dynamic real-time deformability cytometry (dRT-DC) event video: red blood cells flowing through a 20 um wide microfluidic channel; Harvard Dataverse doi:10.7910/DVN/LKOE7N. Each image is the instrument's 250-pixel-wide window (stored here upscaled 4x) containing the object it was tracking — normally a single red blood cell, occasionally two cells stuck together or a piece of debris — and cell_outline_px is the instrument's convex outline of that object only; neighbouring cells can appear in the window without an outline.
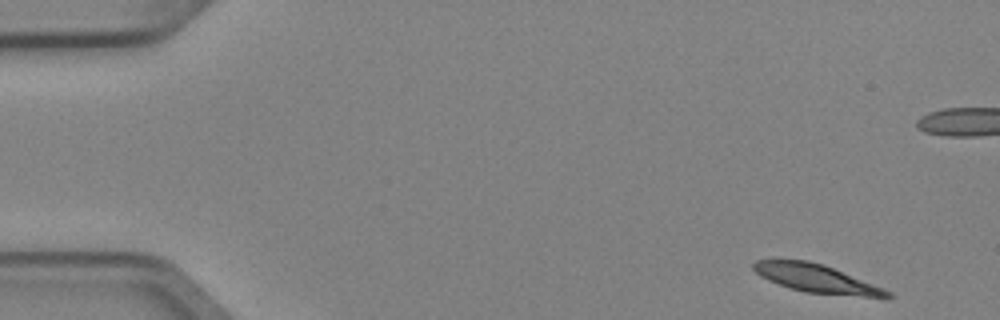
{"species": "Egyptian fruit bat (a non-hibernating species)", "species_latin": "Rousettus aegyptiacus", "temperature_condition": "cold", "stored_images_in_passage": 5, "camera_frame_rate_fps": 3000, "um_per_image_px": 0.085, "animal": {"sex": "female"}, "frame": {"image": 1, "passage_image": 1, "time_ms": 0.0, "image_size_px": [1000, 320], "cell_outline_px": [[892, 296], [864, 296], [804, 292], [768, 280], [760, 276], [752, 268], [752, 264], [756, 260], [808, 260], [824, 264], [884, 288], [892, 292]], "centroid_in_image_um": [69.36, 23.65], "position_along_channel_um": 15.6, "area_um2": 21.56}}